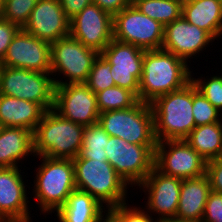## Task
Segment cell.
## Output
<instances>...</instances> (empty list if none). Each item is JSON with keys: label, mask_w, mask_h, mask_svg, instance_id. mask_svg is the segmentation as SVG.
I'll list each match as a JSON object with an SVG mask.
<instances>
[{"label": "cell", "mask_w": 222, "mask_h": 222, "mask_svg": "<svg viewBox=\"0 0 222 222\" xmlns=\"http://www.w3.org/2000/svg\"><path fill=\"white\" fill-rule=\"evenodd\" d=\"M188 64L162 49L145 50L138 100L151 104L157 97L183 88L193 72Z\"/></svg>", "instance_id": "6da1fadb"}, {"label": "cell", "mask_w": 222, "mask_h": 222, "mask_svg": "<svg viewBox=\"0 0 222 222\" xmlns=\"http://www.w3.org/2000/svg\"><path fill=\"white\" fill-rule=\"evenodd\" d=\"M72 161L78 190L89 193L107 209L128 202L129 185L108 160L74 158Z\"/></svg>", "instance_id": "7a4b0ae2"}, {"label": "cell", "mask_w": 222, "mask_h": 222, "mask_svg": "<svg viewBox=\"0 0 222 222\" xmlns=\"http://www.w3.org/2000/svg\"><path fill=\"white\" fill-rule=\"evenodd\" d=\"M85 127L47 110L33 131L34 156L74 159L78 156Z\"/></svg>", "instance_id": "3957f363"}, {"label": "cell", "mask_w": 222, "mask_h": 222, "mask_svg": "<svg viewBox=\"0 0 222 222\" xmlns=\"http://www.w3.org/2000/svg\"><path fill=\"white\" fill-rule=\"evenodd\" d=\"M40 158L32 187L33 199L42 214L55 213L62 207L72 191L76 190L74 164L72 159ZM35 193V194H34Z\"/></svg>", "instance_id": "277c9868"}, {"label": "cell", "mask_w": 222, "mask_h": 222, "mask_svg": "<svg viewBox=\"0 0 222 222\" xmlns=\"http://www.w3.org/2000/svg\"><path fill=\"white\" fill-rule=\"evenodd\" d=\"M193 82L157 97L151 107L157 142L184 140L196 127L192 114Z\"/></svg>", "instance_id": "5b68a950"}, {"label": "cell", "mask_w": 222, "mask_h": 222, "mask_svg": "<svg viewBox=\"0 0 222 222\" xmlns=\"http://www.w3.org/2000/svg\"><path fill=\"white\" fill-rule=\"evenodd\" d=\"M98 123L109 136L122 138L131 144L157 145L150 103L138 101L128 109L102 112Z\"/></svg>", "instance_id": "8992f818"}, {"label": "cell", "mask_w": 222, "mask_h": 222, "mask_svg": "<svg viewBox=\"0 0 222 222\" xmlns=\"http://www.w3.org/2000/svg\"><path fill=\"white\" fill-rule=\"evenodd\" d=\"M99 55L97 50L84 46L70 35L52 42L51 75L55 86L85 83Z\"/></svg>", "instance_id": "52a82bcc"}, {"label": "cell", "mask_w": 222, "mask_h": 222, "mask_svg": "<svg viewBox=\"0 0 222 222\" xmlns=\"http://www.w3.org/2000/svg\"><path fill=\"white\" fill-rule=\"evenodd\" d=\"M49 72L1 66L0 94L40 104L53 109L55 83Z\"/></svg>", "instance_id": "ba28073f"}, {"label": "cell", "mask_w": 222, "mask_h": 222, "mask_svg": "<svg viewBox=\"0 0 222 222\" xmlns=\"http://www.w3.org/2000/svg\"><path fill=\"white\" fill-rule=\"evenodd\" d=\"M155 148L131 144L122 138L110 136L104 150L108 162L133 188V185L139 186L154 168Z\"/></svg>", "instance_id": "9c48e42d"}, {"label": "cell", "mask_w": 222, "mask_h": 222, "mask_svg": "<svg viewBox=\"0 0 222 222\" xmlns=\"http://www.w3.org/2000/svg\"><path fill=\"white\" fill-rule=\"evenodd\" d=\"M164 26L129 5L113 16V39L144 50L162 48Z\"/></svg>", "instance_id": "30bf717a"}, {"label": "cell", "mask_w": 222, "mask_h": 222, "mask_svg": "<svg viewBox=\"0 0 222 222\" xmlns=\"http://www.w3.org/2000/svg\"><path fill=\"white\" fill-rule=\"evenodd\" d=\"M207 161L185 140L157 142L154 167L161 173L181 179L206 174Z\"/></svg>", "instance_id": "8fae6325"}, {"label": "cell", "mask_w": 222, "mask_h": 222, "mask_svg": "<svg viewBox=\"0 0 222 222\" xmlns=\"http://www.w3.org/2000/svg\"><path fill=\"white\" fill-rule=\"evenodd\" d=\"M145 50L129 43L112 41L100 52L110 64L115 85L132 91L137 97Z\"/></svg>", "instance_id": "7c38bea8"}, {"label": "cell", "mask_w": 222, "mask_h": 222, "mask_svg": "<svg viewBox=\"0 0 222 222\" xmlns=\"http://www.w3.org/2000/svg\"><path fill=\"white\" fill-rule=\"evenodd\" d=\"M53 109L84 127L98 123L100 115L96 94L85 83L55 86Z\"/></svg>", "instance_id": "4fadbf2b"}, {"label": "cell", "mask_w": 222, "mask_h": 222, "mask_svg": "<svg viewBox=\"0 0 222 222\" xmlns=\"http://www.w3.org/2000/svg\"><path fill=\"white\" fill-rule=\"evenodd\" d=\"M1 66L51 73V43L20 29L0 62Z\"/></svg>", "instance_id": "5bb4252c"}, {"label": "cell", "mask_w": 222, "mask_h": 222, "mask_svg": "<svg viewBox=\"0 0 222 222\" xmlns=\"http://www.w3.org/2000/svg\"><path fill=\"white\" fill-rule=\"evenodd\" d=\"M181 185V178L165 175L154 167L138 186L148 198L146 205L143 206L144 209L150 215L156 214L158 221L174 218L177 213Z\"/></svg>", "instance_id": "9a60e30c"}, {"label": "cell", "mask_w": 222, "mask_h": 222, "mask_svg": "<svg viewBox=\"0 0 222 222\" xmlns=\"http://www.w3.org/2000/svg\"><path fill=\"white\" fill-rule=\"evenodd\" d=\"M70 36L100 53L113 39V16L91 3L70 19Z\"/></svg>", "instance_id": "2e32d148"}, {"label": "cell", "mask_w": 222, "mask_h": 222, "mask_svg": "<svg viewBox=\"0 0 222 222\" xmlns=\"http://www.w3.org/2000/svg\"><path fill=\"white\" fill-rule=\"evenodd\" d=\"M214 41L215 39L207 31L190 24L181 16L164 26L161 49L173 53L191 64L188 59L199 57V53L206 50V47H209L208 45Z\"/></svg>", "instance_id": "e0dca14e"}, {"label": "cell", "mask_w": 222, "mask_h": 222, "mask_svg": "<svg viewBox=\"0 0 222 222\" xmlns=\"http://www.w3.org/2000/svg\"><path fill=\"white\" fill-rule=\"evenodd\" d=\"M22 29L52 43L70 35V19L64 13L59 0H37Z\"/></svg>", "instance_id": "ac0fdd59"}, {"label": "cell", "mask_w": 222, "mask_h": 222, "mask_svg": "<svg viewBox=\"0 0 222 222\" xmlns=\"http://www.w3.org/2000/svg\"><path fill=\"white\" fill-rule=\"evenodd\" d=\"M19 167L0 168V218L9 219H26L31 218L29 211L30 201L27 196V188ZM25 182V183H24Z\"/></svg>", "instance_id": "d6986e66"}, {"label": "cell", "mask_w": 222, "mask_h": 222, "mask_svg": "<svg viewBox=\"0 0 222 222\" xmlns=\"http://www.w3.org/2000/svg\"><path fill=\"white\" fill-rule=\"evenodd\" d=\"M210 191V181L206 174L197 178L182 179L175 218L201 222Z\"/></svg>", "instance_id": "ffe728a7"}, {"label": "cell", "mask_w": 222, "mask_h": 222, "mask_svg": "<svg viewBox=\"0 0 222 222\" xmlns=\"http://www.w3.org/2000/svg\"><path fill=\"white\" fill-rule=\"evenodd\" d=\"M45 112L40 104L0 94L2 127H23L33 132Z\"/></svg>", "instance_id": "44dd1931"}, {"label": "cell", "mask_w": 222, "mask_h": 222, "mask_svg": "<svg viewBox=\"0 0 222 222\" xmlns=\"http://www.w3.org/2000/svg\"><path fill=\"white\" fill-rule=\"evenodd\" d=\"M33 155V132L23 127H1L0 168L20 167L19 163Z\"/></svg>", "instance_id": "7402d4cb"}, {"label": "cell", "mask_w": 222, "mask_h": 222, "mask_svg": "<svg viewBox=\"0 0 222 222\" xmlns=\"http://www.w3.org/2000/svg\"><path fill=\"white\" fill-rule=\"evenodd\" d=\"M107 212L108 209L89 193L76 189L55 214L59 222H100Z\"/></svg>", "instance_id": "603a6c76"}, {"label": "cell", "mask_w": 222, "mask_h": 222, "mask_svg": "<svg viewBox=\"0 0 222 222\" xmlns=\"http://www.w3.org/2000/svg\"><path fill=\"white\" fill-rule=\"evenodd\" d=\"M182 16L215 40L222 38V0H192L182 6Z\"/></svg>", "instance_id": "cb8c5ba5"}, {"label": "cell", "mask_w": 222, "mask_h": 222, "mask_svg": "<svg viewBox=\"0 0 222 222\" xmlns=\"http://www.w3.org/2000/svg\"><path fill=\"white\" fill-rule=\"evenodd\" d=\"M206 161L222 157V122L195 127L184 139Z\"/></svg>", "instance_id": "d4e9b609"}, {"label": "cell", "mask_w": 222, "mask_h": 222, "mask_svg": "<svg viewBox=\"0 0 222 222\" xmlns=\"http://www.w3.org/2000/svg\"><path fill=\"white\" fill-rule=\"evenodd\" d=\"M134 6L163 26L182 16V6L175 0H140Z\"/></svg>", "instance_id": "484cf974"}, {"label": "cell", "mask_w": 222, "mask_h": 222, "mask_svg": "<svg viewBox=\"0 0 222 222\" xmlns=\"http://www.w3.org/2000/svg\"><path fill=\"white\" fill-rule=\"evenodd\" d=\"M109 137L99 123L85 126L82 146L76 158L107 160L104 148H106Z\"/></svg>", "instance_id": "4316f807"}, {"label": "cell", "mask_w": 222, "mask_h": 222, "mask_svg": "<svg viewBox=\"0 0 222 222\" xmlns=\"http://www.w3.org/2000/svg\"><path fill=\"white\" fill-rule=\"evenodd\" d=\"M99 112L123 110L134 106L139 100L130 90L117 85L96 93Z\"/></svg>", "instance_id": "83f0119b"}, {"label": "cell", "mask_w": 222, "mask_h": 222, "mask_svg": "<svg viewBox=\"0 0 222 222\" xmlns=\"http://www.w3.org/2000/svg\"><path fill=\"white\" fill-rule=\"evenodd\" d=\"M36 3L37 0H3L0 17L23 28Z\"/></svg>", "instance_id": "f1b7e54d"}, {"label": "cell", "mask_w": 222, "mask_h": 222, "mask_svg": "<svg viewBox=\"0 0 222 222\" xmlns=\"http://www.w3.org/2000/svg\"><path fill=\"white\" fill-rule=\"evenodd\" d=\"M192 114L196 127L222 122V113L217 110L199 90H197L194 83Z\"/></svg>", "instance_id": "f546056e"}, {"label": "cell", "mask_w": 222, "mask_h": 222, "mask_svg": "<svg viewBox=\"0 0 222 222\" xmlns=\"http://www.w3.org/2000/svg\"><path fill=\"white\" fill-rule=\"evenodd\" d=\"M110 70V64L101 55H99L93 63L85 84L95 94L109 87L115 86Z\"/></svg>", "instance_id": "4dcf8cb0"}, {"label": "cell", "mask_w": 222, "mask_h": 222, "mask_svg": "<svg viewBox=\"0 0 222 222\" xmlns=\"http://www.w3.org/2000/svg\"><path fill=\"white\" fill-rule=\"evenodd\" d=\"M193 76L191 75V81L195 84L197 90L222 113V75H212L207 79L203 75L197 79Z\"/></svg>", "instance_id": "1f68e13d"}, {"label": "cell", "mask_w": 222, "mask_h": 222, "mask_svg": "<svg viewBox=\"0 0 222 222\" xmlns=\"http://www.w3.org/2000/svg\"><path fill=\"white\" fill-rule=\"evenodd\" d=\"M131 206L127 202L125 204L111 207L108 209V212L118 222H159L154 216H152L153 214L150 215L144 208L142 209L139 206L133 207L132 204Z\"/></svg>", "instance_id": "d6a6232c"}, {"label": "cell", "mask_w": 222, "mask_h": 222, "mask_svg": "<svg viewBox=\"0 0 222 222\" xmlns=\"http://www.w3.org/2000/svg\"><path fill=\"white\" fill-rule=\"evenodd\" d=\"M201 222H222V193L210 191Z\"/></svg>", "instance_id": "836d02e7"}, {"label": "cell", "mask_w": 222, "mask_h": 222, "mask_svg": "<svg viewBox=\"0 0 222 222\" xmlns=\"http://www.w3.org/2000/svg\"><path fill=\"white\" fill-rule=\"evenodd\" d=\"M21 28L0 17V62L5 57L11 41Z\"/></svg>", "instance_id": "e575fe53"}, {"label": "cell", "mask_w": 222, "mask_h": 222, "mask_svg": "<svg viewBox=\"0 0 222 222\" xmlns=\"http://www.w3.org/2000/svg\"><path fill=\"white\" fill-rule=\"evenodd\" d=\"M206 175L209 178L211 190L222 193V157L207 161Z\"/></svg>", "instance_id": "d590c367"}, {"label": "cell", "mask_w": 222, "mask_h": 222, "mask_svg": "<svg viewBox=\"0 0 222 222\" xmlns=\"http://www.w3.org/2000/svg\"><path fill=\"white\" fill-rule=\"evenodd\" d=\"M59 2L66 16L71 19L87 5L93 3V0H59Z\"/></svg>", "instance_id": "8d00e7d4"}, {"label": "cell", "mask_w": 222, "mask_h": 222, "mask_svg": "<svg viewBox=\"0 0 222 222\" xmlns=\"http://www.w3.org/2000/svg\"><path fill=\"white\" fill-rule=\"evenodd\" d=\"M93 3L111 16L116 15L118 12L131 5L129 0H93Z\"/></svg>", "instance_id": "74e56055"}, {"label": "cell", "mask_w": 222, "mask_h": 222, "mask_svg": "<svg viewBox=\"0 0 222 222\" xmlns=\"http://www.w3.org/2000/svg\"><path fill=\"white\" fill-rule=\"evenodd\" d=\"M100 222H118L109 212L100 219Z\"/></svg>", "instance_id": "f35d334b"}, {"label": "cell", "mask_w": 222, "mask_h": 222, "mask_svg": "<svg viewBox=\"0 0 222 222\" xmlns=\"http://www.w3.org/2000/svg\"><path fill=\"white\" fill-rule=\"evenodd\" d=\"M159 222H193V221L182 220V219H178L174 217V218L163 219V220H160Z\"/></svg>", "instance_id": "ab89813d"}, {"label": "cell", "mask_w": 222, "mask_h": 222, "mask_svg": "<svg viewBox=\"0 0 222 222\" xmlns=\"http://www.w3.org/2000/svg\"><path fill=\"white\" fill-rule=\"evenodd\" d=\"M1 222H32V218H26V219H9V220H2Z\"/></svg>", "instance_id": "60d3db41"}, {"label": "cell", "mask_w": 222, "mask_h": 222, "mask_svg": "<svg viewBox=\"0 0 222 222\" xmlns=\"http://www.w3.org/2000/svg\"><path fill=\"white\" fill-rule=\"evenodd\" d=\"M177 1L181 6L187 4V3H190L192 0H175Z\"/></svg>", "instance_id": "b9f144b4"}, {"label": "cell", "mask_w": 222, "mask_h": 222, "mask_svg": "<svg viewBox=\"0 0 222 222\" xmlns=\"http://www.w3.org/2000/svg\"><path fill=\"white\" fill-rule=\"evenodd\" d=\"M138 1H140V0H129V2H130V4L131 5H134L136 2H138Z\"/></svg>", "instance_id": "7bdbcfd3"}, {"label": "cell", "mask_w": 222, "mask_h": 222, "mask_svg": "<svg viewBox=\"0 0 222 222\" xmlns=\"http://www.w3.org/2000/svg\"><path fill=\"white\" fill-rule=\"evenodd\" d=\"M2 3H3V0H0V9H1Z\"/></svg>", "instance_id": "ee69618b"}]
</instances>
